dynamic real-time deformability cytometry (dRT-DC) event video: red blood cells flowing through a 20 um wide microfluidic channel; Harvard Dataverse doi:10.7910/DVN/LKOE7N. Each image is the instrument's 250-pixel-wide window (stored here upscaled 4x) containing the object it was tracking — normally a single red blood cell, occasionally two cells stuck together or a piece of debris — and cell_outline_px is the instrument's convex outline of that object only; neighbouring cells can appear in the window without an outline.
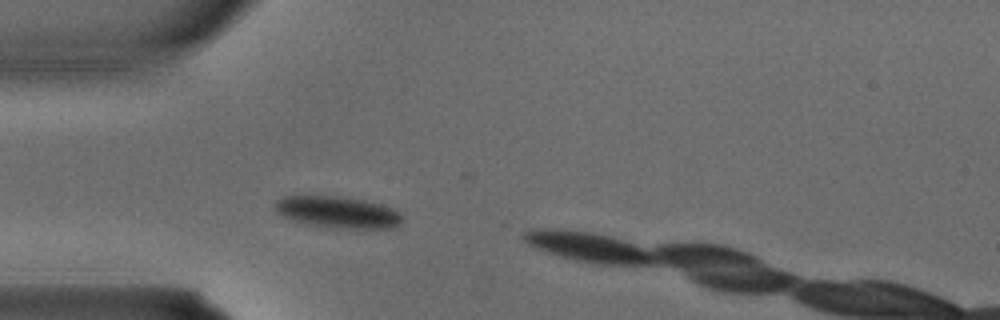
{"species": "common noctule bat (a hibernating species)", "species_latin": "Nyctalus noctula", "temperature_condition": "warm", "stored_images_in_passage": 3, "camera_frame_rate_fps": 3000, "um_per_image_px": 0.085, "animal": {"sex": "male", "body_mass_g": 15.6}, "frame": {"image": 1, "passage_image": 1, "time_ms": 0.0, "image_size_px": [1000, 320], "cell_outline_px": [[404, 220], [388, 228], [340, 228], [308, 224], [292, 220], [276, 212], [272, 204], [276, 200], [284, 196], [300, 192], [340, 196], [364, 200], [380, 204], [392, 208], [400, 212], [404, 216]], "centroid_in_image_um": [28.6, 17.97], "position_along_channel_um": 56.4, "area_um2": 24.22}}